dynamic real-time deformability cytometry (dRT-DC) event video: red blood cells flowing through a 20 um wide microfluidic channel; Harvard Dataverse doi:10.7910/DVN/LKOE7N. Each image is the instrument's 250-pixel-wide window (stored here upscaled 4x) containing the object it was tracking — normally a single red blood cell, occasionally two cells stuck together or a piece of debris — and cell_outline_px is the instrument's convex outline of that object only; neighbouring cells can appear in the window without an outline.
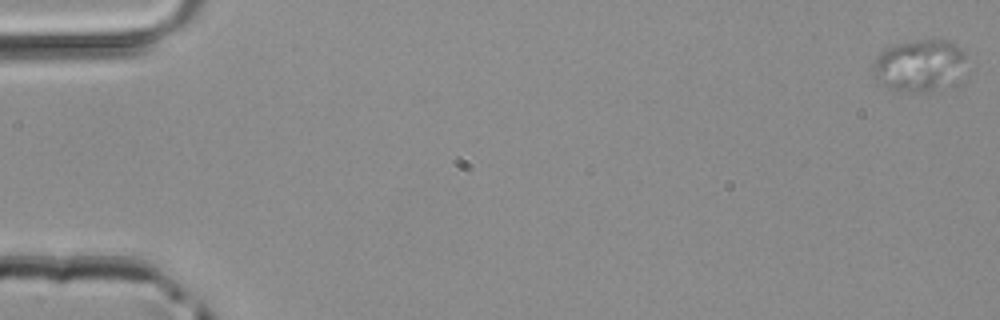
{"species": "common noctule bat (a hibernating species)", "species_latin": "Nyctalus noctula", "temperature_condition": "room temperature", "stored_images_in_passage": 49, "camera_frame_rate_fps": 3000, "um_per_image_px": 0.085, "animal": {"sex": "male", "body_mass_g": 20.4}, "frame": {"image": 1, "passage_image": 1, "time_ms": 0.0, "image_size_px": [1000, 320], "cell_outline_px": [[964, 56], [960, 64], [932, 88], [924, 92], [892, 88], [876, 84], [872, 80], [872, 64], [876, 56], [888, 44], [916, 40], [948, 40], [956, 44], [964, 52]], "centroid_in_image_um": [77.84, 5.45], "position_along_channel_um": 7.2, "area_um2": 26.41}}
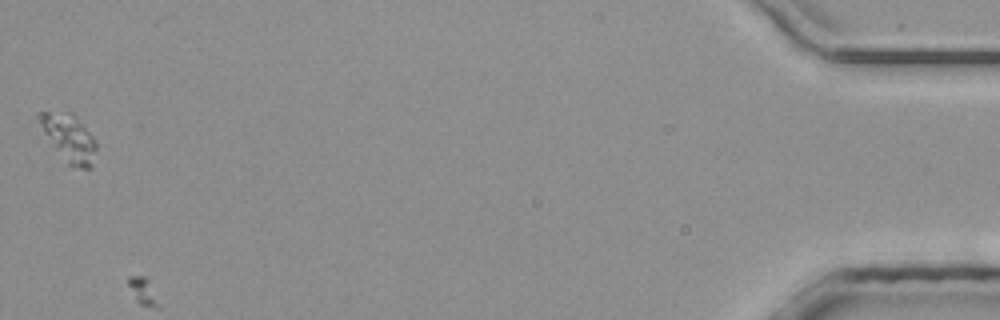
{"frame": {"image": 2, "passage_image": 49, "time_ms": 16.0, "image_size_px": [1000, 320], "cell_outline_px": [[96, 148], [88, 168], [80, 168], [68, 164], [52, 144], [44, 132], [36, 116], [40, 112], [72, 112], [76, 116], [92, 136], [96, 144]], "centroid_in_image_um": [5.84, 11.68], "position_along_channel_um": 429.4, "area_um2": 15.09}}